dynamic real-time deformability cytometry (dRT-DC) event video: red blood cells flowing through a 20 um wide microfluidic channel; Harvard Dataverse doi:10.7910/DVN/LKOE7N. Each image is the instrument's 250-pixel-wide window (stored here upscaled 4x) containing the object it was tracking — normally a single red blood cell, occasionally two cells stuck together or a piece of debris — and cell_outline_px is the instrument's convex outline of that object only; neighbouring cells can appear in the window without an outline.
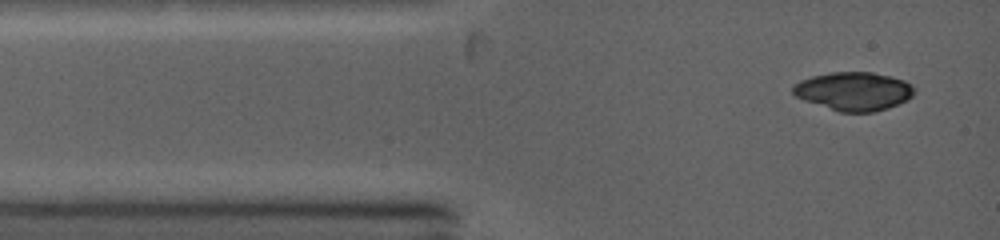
{"species": "common noctule bat (a hibernating species)", "species_latin": "Nyctalus noctula", "temperature_condition": "warm", "stored_images_in_passage": 3, "camera_frame_rate_fps": 5000, "um_per_image_px": 0.085, "animal": {"sex": "female", "body_mass_g": 19.0, "forearm_length_mm": 53.3}, "frame": {"image": 1, "passage_image": 1, "time_ms": 0.0, "image_size_px": [1000, 240], "cell_outline_px": [[916, 92], [908, 100], [888, 108], [872, 112], [840, 112], [804, 100], [796, 96], [792, 92], [792, 88], [800, 80], [812, 76], [832, 72], [872, 72], [892, 76], [904, 80], [912, 84], [916, 88]], "centroid_in_image_um": [72.62, 7.75], "position_along_channel_um": 12.4, "area_um2": 27.34}}